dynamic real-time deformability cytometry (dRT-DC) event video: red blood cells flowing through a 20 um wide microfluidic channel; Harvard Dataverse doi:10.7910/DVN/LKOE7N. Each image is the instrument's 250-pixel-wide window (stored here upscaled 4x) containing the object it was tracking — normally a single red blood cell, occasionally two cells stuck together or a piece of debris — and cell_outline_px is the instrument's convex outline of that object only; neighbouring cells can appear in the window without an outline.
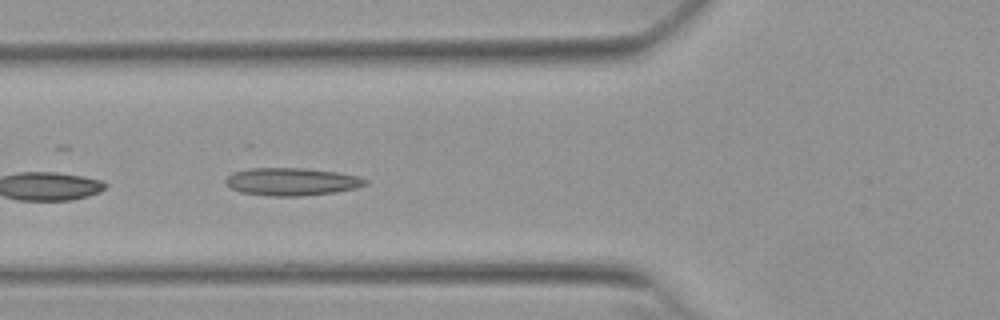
{"species": "Egyptian fruit bat (a non-hibernating species)", "species_latin": "Rousettus aegyptiacus", "temperature_condition": "warm", "stored_images_in_passage": 7, "camera_frame_rate_fps": 3000, "um_per_image_px": 0.085, "animal": {"sex": "female"}, "frame": {"image": 1, "passage_image": 4, "time_ms": 1.0, "image_size_px": [1000, 320], "cell_outline_px": [[368, 184], [356, 188], [336, 192], [300, 196], [272, 196], [240, 192], [232, 188], [224, 180], [232, 172], [248, 168], [304, 168], [336, 172], [356, 176], [368, 180]], "centroid_in_image_um": [24.79, 15.44], "position_along_channel_um": 101.0, "area_um2": 22.48}}